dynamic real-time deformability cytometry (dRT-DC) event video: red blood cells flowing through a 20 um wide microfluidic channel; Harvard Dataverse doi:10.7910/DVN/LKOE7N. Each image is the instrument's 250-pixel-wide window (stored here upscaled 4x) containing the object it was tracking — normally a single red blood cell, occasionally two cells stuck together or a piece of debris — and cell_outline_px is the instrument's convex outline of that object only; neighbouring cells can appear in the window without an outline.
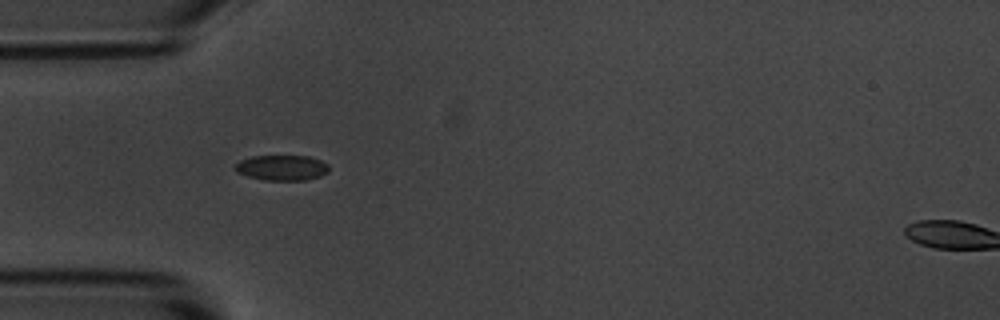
{"species": "common noctule bat (a hibernating species)", "species_latin": "Nyctalus noctula", "temperature_condition": "room temperature", "stored_images_in_passage": 19, "camera_frame_rate_fps": 3000, "um_per_image_px": 0.085, "animal": {"sex": "male", "body_mass_g": 20.1, "forearm_length_mm": 53.5}, "frame": {"image": 1, "passage_image": 6, "time_ms": 1.667, "image_size_px": [1000, 320], "cell_outline_px": [[328, 172], [320, 176], [304, 180], [264, 180], [248, 176], [236, 172], [232, 168], [240, 160], [252, 156], [308, 156], [320, 160], [328, 164]], "centroid_in_image_um": [23.93, 14.25], "position_along_channel_um": 61.1, "area_um2": 13.87}}